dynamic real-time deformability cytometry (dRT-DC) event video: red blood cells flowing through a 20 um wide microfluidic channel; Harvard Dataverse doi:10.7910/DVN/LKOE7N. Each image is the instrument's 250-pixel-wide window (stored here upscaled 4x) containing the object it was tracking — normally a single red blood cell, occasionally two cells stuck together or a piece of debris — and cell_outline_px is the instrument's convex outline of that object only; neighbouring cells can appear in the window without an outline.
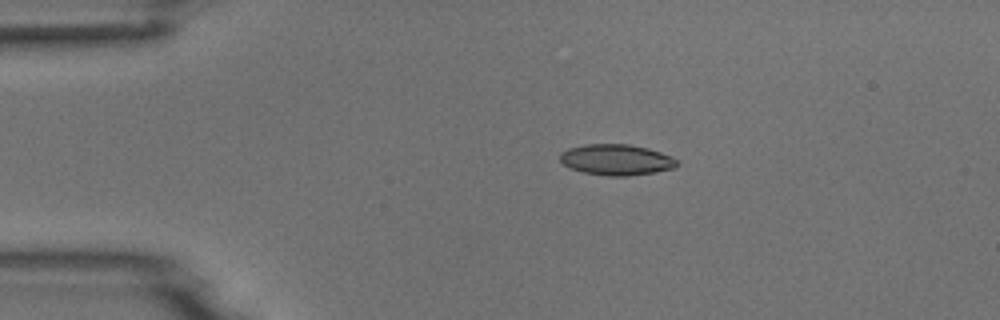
{"species": "common noctule bat (a hibernating species)", "species_latin": "Nyctalus noctula", "temperature_condition": "room temperature", "stored_images_in_passage": 5, "camera_frame_rate_fps": 3000, "um_per_image_px": 0.085, "animal": {"sex": "male", "body_mass_g": 18.8}, "frame": {"image": 1, "passage_image": 3, "time_ms": 2.333, "image_size_px": [1000, 320], "cell_outline_px": [[680, 164], [672, 168], [656, 172], [628, 176], [608, 176], [584, 172], [568, 168], [560, 160], [560, 152], [568, 148], [588, 144], [628, 144], [648, 148], [672, 156]], "centroid_in_image_um": [52.38, 13.58], "position_along_channel_um": 32.6, "area_um2": 21.1}}
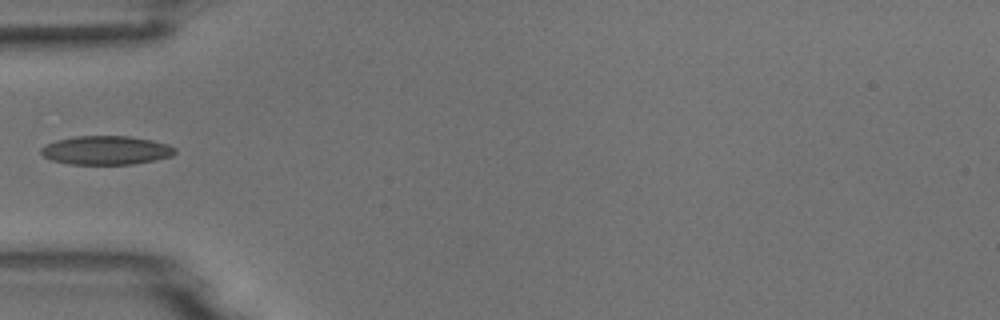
{"frame": {"image": 2, "passage_image": 5, "time_ms": 4.667, "image_size_px": [1000, 320], "cell_outline_px": [[176, 152], [172, 156], [132, 164], [68, 164], [52, 160], [44, 156], [40, 152], [40, 148], [44, 144], [56, 140], [72, 136], [128, 136], [152, 140], [168, 144], [176, 148]], "centroid_in_image_um": [8.98, 12.76], "position_along_channel_um": 76.0, "area_um2": 22.54}}